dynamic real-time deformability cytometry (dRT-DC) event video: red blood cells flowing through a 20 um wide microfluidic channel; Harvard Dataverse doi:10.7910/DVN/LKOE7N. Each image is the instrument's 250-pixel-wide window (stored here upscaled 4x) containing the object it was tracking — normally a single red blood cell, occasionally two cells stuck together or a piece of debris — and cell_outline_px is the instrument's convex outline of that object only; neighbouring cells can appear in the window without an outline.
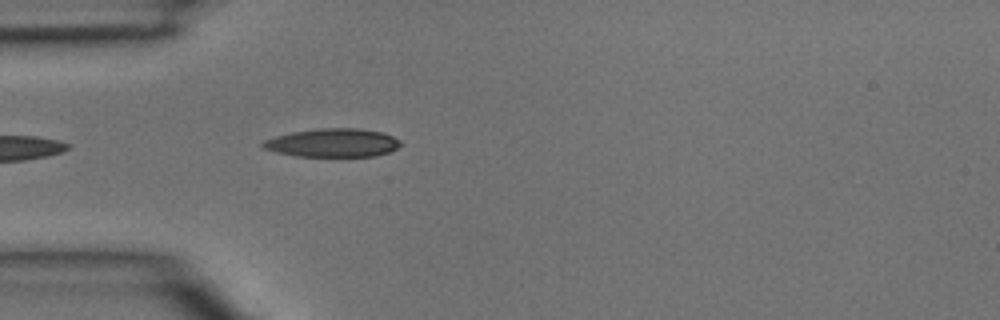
{"species": "common noctule bat (a hibernating species)", "species_latin": "Nyctalus noctula", "temperature_condition": "room temperature", "stored_images_in_passage": 4, "camera_frame_rate_fps": 3000, "um_per_image_px": 0.085, "animal": {"sex": "male", "body_mass_g": 15.6}, "frame": {"image": 1, "passage_image": 4, "time_ms": 1.0, "image_size_px": [1000, 320], "cell_outline_px": [[400, 144], [392, 152], [376, 156], [296, 156], [276, 152], [264, 148], [260, 144], [264, 140], [276, 136], [292, 132], [324, 128], [356, 128], [380, 132], [392, 136], [400, 140]], "centroid_in_image_um": [28.29, 12.14], "position_along_channel_um": 56.7, "area_um2": 22.66}}